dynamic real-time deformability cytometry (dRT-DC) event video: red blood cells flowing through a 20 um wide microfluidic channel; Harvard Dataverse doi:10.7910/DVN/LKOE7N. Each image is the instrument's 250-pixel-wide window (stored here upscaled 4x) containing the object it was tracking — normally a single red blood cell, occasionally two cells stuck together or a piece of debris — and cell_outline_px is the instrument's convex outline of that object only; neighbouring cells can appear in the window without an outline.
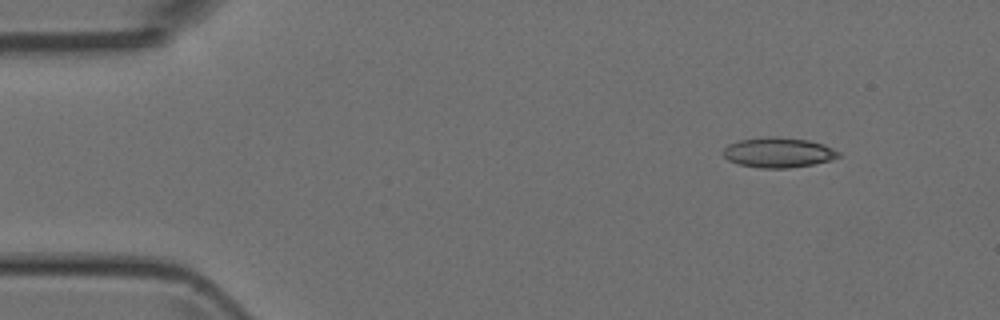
{"species": "Egyptian fruit bat (a non-hibernating species)", "species_latin": "Rousettus aegyptiacus", "temperature_condition": "room temperature", "stored_images_in_passage": 8, "camera_frame_rate_fps": 3000, "um_per_image_px": 0.085, "animal": {"sex": "female"}, "frame": {"image": 1, "passage_image": 1, "time_ms": 0.0, "image_size_px": [1000, 320], "cell_outline_px": [[840, 156], [832, 160], [812, 164], [788, 168], [760, 168], [736, 164], [728, 160], [724, 156], [724, 148], [728, 144], [740, 140], [768, 136], [772, 136], [808, 140], [824, 144], [840, 152]], "centroid_in_image_um": [66.15, 12.96], "position_along_channel_um": 18.8, "area_um2": 20.23}}